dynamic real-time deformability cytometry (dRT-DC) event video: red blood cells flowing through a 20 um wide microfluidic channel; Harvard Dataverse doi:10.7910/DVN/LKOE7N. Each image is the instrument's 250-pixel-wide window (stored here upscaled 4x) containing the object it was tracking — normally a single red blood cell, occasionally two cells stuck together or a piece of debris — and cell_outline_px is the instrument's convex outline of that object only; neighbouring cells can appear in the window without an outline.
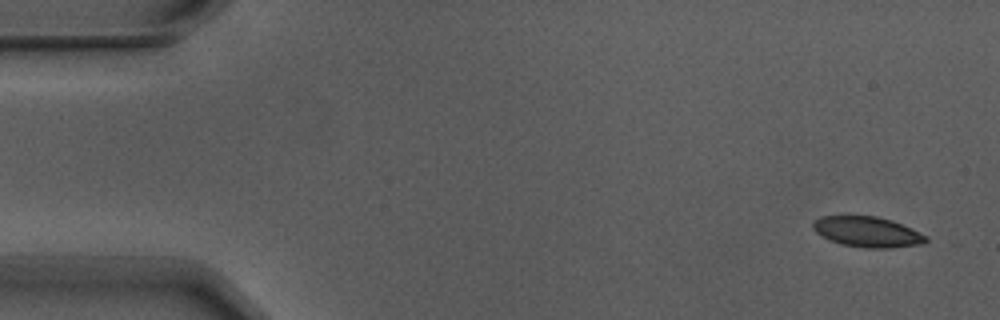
{"species": "Egyptian fruit bat (a non-hibernating species)", "species_latin": "Rousettus aegyptiacus", "temperature_condition": "warm", "stored_images_in_passage": 5, "camera_frame_rate_fps": 3000, "um_per_image_px": 0.085, "animal": {"sex": "male"}, "frame": {"image": 1, "passage_image": 1, "time_ms": 0.0, "image_size_px": [1000, 320], "cell_outline_px": [[928, 240], [924, 244], [892, 248], [864, 248], [840, 244], [828, 240], [816, 232], [812, 228], [812, 224], [820, 216], [848, 212], [876, 216], [892, 220], [912, 228], [928, 236]], "centroid_in_image_um": [73.69, 19.66], "position_along_channel_um": 11.3, "area_um2": 21.1}}